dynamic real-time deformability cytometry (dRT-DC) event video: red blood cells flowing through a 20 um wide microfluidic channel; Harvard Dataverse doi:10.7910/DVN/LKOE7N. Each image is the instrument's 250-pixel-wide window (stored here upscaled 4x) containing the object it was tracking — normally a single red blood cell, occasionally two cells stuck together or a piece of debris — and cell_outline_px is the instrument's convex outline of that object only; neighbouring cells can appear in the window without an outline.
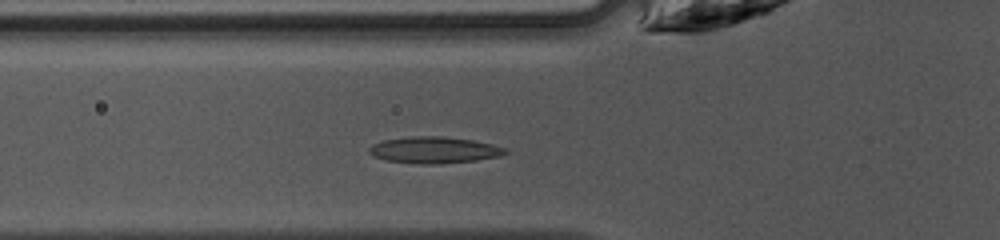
{"species": "common noctule bat (a hibernating species)", "species_latin": "Nyctalus noctula", "temperature_condition": "warm", "stored_images_in_passage": 34, "camera_frame_rate_fps": 3000, "um_per_image_px": 0.085, "animal": {"sex": "female", "body_mass_g": 10.0, "forearm_length_mm": 53.1}, "frame": {"image": 1, "passage_image": 9, "time_ms": 2.667, "image_size_px": [1000, 240], "cell_outline_px": [[508, 152], [500, 156], [476, 160], [440, 164], [420, 164], [384, 160], [372, 156], [368, 152], [368, 148], [372, 144], [384, 140], [412, 136], [444, 136], [472, 140], [492, 144], [508, 148]], "centroid_in_image_um": [36.89, 12.75], "position_along_channel_um": 88.9, "area_um2": 21.21}}
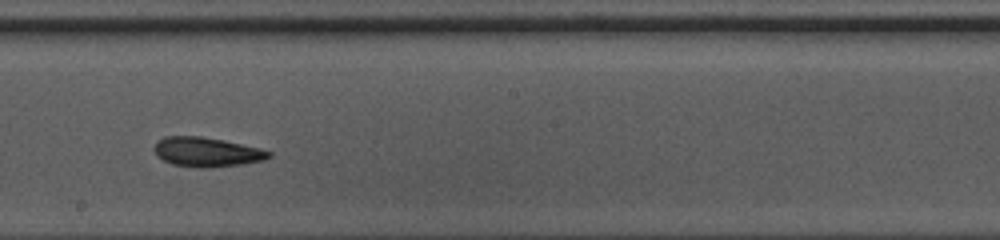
{"frame": {"image": 2, "passage_image": 19, "time_ms": 6.0, "image_size_px": [1000, 240], "cell_outline_px": [[272, 156], [264, 160], [240, 164], [208, 168], [200, 168], [172, 164], [156, 156], [152, 148], [156, 140], [164, 136], [200, 136], [224, 140], [260, 148], [272, 152]], "centroid_in_image_um": [17.53, 12.91], "position_along_channel_um": 230.7, "area_um2": 19.88}}
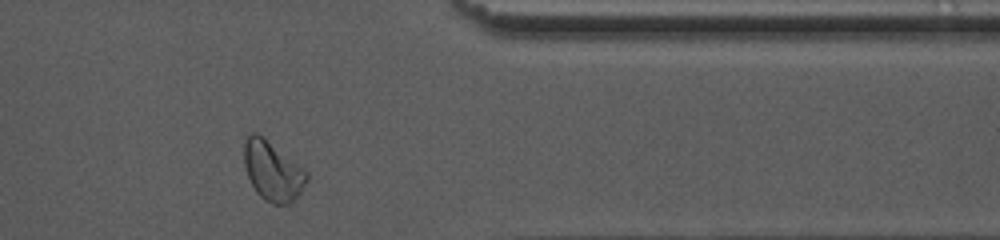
{"frame": {"image": 3, "passage_image": 31, "time_ms": 10.0, "image_size_px": [1000, 240], "cell_outline_px": [[308, 180], [300, 192], [288, 204], [272, 204], [264, 200], [256, 192], [248, 176], [244, 164], [244, 140], [252, 132], [256, 132], [308, 172]], "centroid_in_image_um": [23.15, 14.55], "position_along_channel_um": 388.2, "area_um2": 21.27}, "authors_computed_cell_mechanics": {"area_um2": 20.0855, "velocity_mm_per_s": 4.2231, "shape_relaxation_time_tau1_ms": 6.8067, "shape_relaxation_time_tau2_ms": 1.6889, "deformation_change_tau1": 0.138, "deformation_change_tau2": 0.0814}}